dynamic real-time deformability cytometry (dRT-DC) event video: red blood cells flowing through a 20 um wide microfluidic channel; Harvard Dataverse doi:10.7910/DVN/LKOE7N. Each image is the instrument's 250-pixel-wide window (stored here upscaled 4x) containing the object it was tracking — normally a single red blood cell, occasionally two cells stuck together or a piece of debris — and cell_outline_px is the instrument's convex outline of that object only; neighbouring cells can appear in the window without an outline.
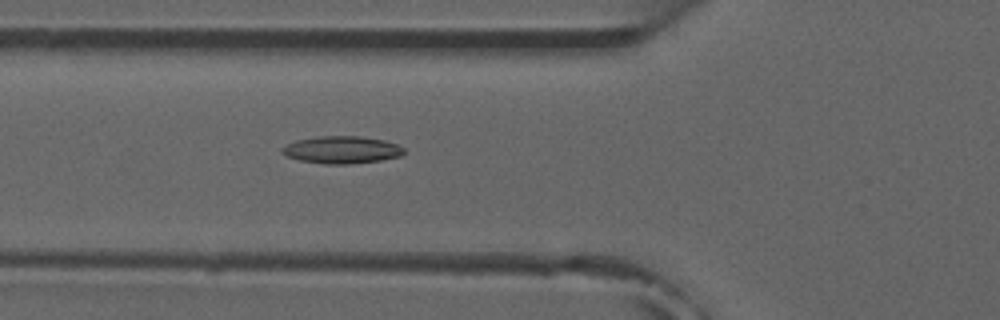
{"species": "common noctule bat (a hibernating species)", "species_latin": "Nyctalus noctula", "temperature_condition": "room temperature", "stored_images_in_passage": 5, "camera_frame_rate_fps": 3000, "um_per_image_px": 0.085, "animal": {"sex": "male", "forearm_length_mm": 52.5}, "frame": {"image": 1, "passage_image": 5, "time_ms": 4.667, "image_size_px": [1000, 320], "cell_outline_px": [[404, 152], [400, 156], [380, 160], [348, 164], [324, 164], [300, 160], [284, 156], [280, 152], [280, 148], [296, 140], [320, 136], [360, 136], [384, 140], [396, 144], [404, 148]], "centroid_in_image_um": [29.01, 12.73], "position_along_channel_um": 96.8, "area_um2": 19.42}}